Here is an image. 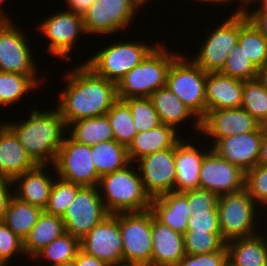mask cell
<instances>
[{
	"mask_svg": "<svg viewBox=\"0 0 267 266\" xmlns=\"http://www.w3.org/2000/svg\"><path fill=\"white\" fill-rule=\"evenodd\" d=\"M64 77L56 107L67 127L80 119L106 115L118 99L116 84L97 75L84 62L74 65Z\"/></svg>",
	"mask_w": 267,
	"mask_h": 266,
	"instance_id": "6da1fadb",
	"label": "cell"
},
{
	"mask_svg": "<svg viewBox=\"0 0 267 266\" xmlns=\"http://www.w3.org/2000/svg\"><path fill=\"white\" fill-rule=\"evenodd\" d=\"M29 112L25 120H9L8 126L38 165H54L67 132L64 119L56 106L51 111L35 108Z\"/></svg>",
	"mask_w": 267,
	"mask_h": 266,
	"instance_id": "7a4b0ae2",
	"label": "cell"
},
{
	"mask_svg": "<svg viewBox=\"0 0 267 266\" xmlns=\"http://www.w3.org/2000/svg\"><path fill=\"white\" fill-rule=\"evenodd\" d=\"M133 164L130 162L123 169L100 177L98 189L109 214L150 209L151 198L145 192L139 170Z\"/></svg>",
	"mask_w": 267,
	"mask_h": 266,
	"instance_id": "3957f363",
	"label": "cell"
},
{
	"mask_svg": "<svg viewBox=\"0 0 267 266\" xmlns=\"http://www.w3.org/2000/svg\"><path fill=\"white\" fill-rule=\"evenodd\" d=\"M181 53L169 51V47L159 42L147 56L116 85L117 98H139L166 86L167 74L172 62Z\"/></svg>",
	"mask_w": 267,
	"mask_h": 266,
	"instance_id": "277c9868",
	"label": "cell"
},
{
	"mask_svg": "<svg viewBox=\"0 0 267 266\" xmlns=\"http://www.w3.org/2000/svg\"><path fill=\"white\" fill-rule=\"evenodd\" d=\"M258 207L249 196L246 188L220 195L217 208L223 240L228 242L237 238L252 237L259 234L262 229L265 230L264 228L257 229L258 226L256 224H259L261 220L263 221L261 214L264 213Z\"/></svg>",
	"mask_w": 267,
	"mask_h": 266,
	"instance_id": "5b68a950",
	"label": "cell"
},
{
	"mask_svg": "<svg viewBox=\"0 0 267 266\" xmlns=\"http://www.w3.org/2000/svg\"><path fill=\"white\" fill-rule=\"evenodd\" d=\"M155 43L159 41L151 45L145 41L121 40L118 42L117 40L114 44L108 43L102 50L96 51L89 59L82 62L97 75L117 85L123 76L137 66L157 45Z\"/></svg>",
	"mask_w": 267,
	"mask_h": 266,
	"instance_id": "8992f818",
	"label": "cell"
},
{
	"mask_svg": "<svg viewBox=\"0 0 267 266\" xmlns=\"http://www.w3.org/2000/svg\"><path fill=\"white\" fill-rule=\"evenodd\" d=\"M186 56L187 54H180L172 62L166 86L201 120L206 114L207 72Z\"/></svg>",
	"mask_w": 267,
	"mask_h": 266,
	"instance_id": "52a82bcc",
	"label": "cell"
},
{
	"mask_svg": "<svg viewBox=\"0 0 267 266\" xmlns=\"http://www.w3.org/2000/svg\"><path fill=\"white\" fill-rule=\"evenodd\" d=\"M139 8L143 7L137 0H95L82 15L85 33L111 36L123 32L134 23Z\"/></svg>",
	"mask_w": 267,
	"mask_h": 266,
	"instance_id": "ba28073f",
	"label": "cell"
},
{
	"mask_svg": "<svg viewBox=\"0 0 267 266\" xmlns=\"http://www.w3.org/2000/svg\"><path fill=\"white\" fill-rule=\"evenodd\" d=\"M46 18L37 28V31L49 40L46 52L52 57L60 58L61 61H71L69 55L74 52V46H77L76 40L82 34L86 35L82 15L65 8L64 11H56Z\"/></svg>",
	"mask_w": 267,
	"mask_h": 266,
	"instance_id": "9c48e42d",
	"label": "cell"
},
{
	"mask_svg": "<svg viewBox=\"0 0 267 266\" xmlns=\"http://www.w3.org/2000/svg\"><path fill=\"white\" fill-rule=\"evenodd\" d=\"M226 20H222L219 26L208 35L199 48V52L190 58L196 65L207 73L219 72L238 43L239 37V13L230 12Z\"/></svg>",
	"mask_w": 267,
	"mask_h": 266,
	"instance_id": "30bf717a",
	"label": "cell"
},
{
	"mask_svg": "<svg viewBox=\"0 0 267 266\" xmlns=\"http://www.w3.org/2000/svg\"><path fill=\"white\" fill-rule=\"evenodd\" d=\"M57 176L82 187L98 186L100 176L92 161L90 146L78 143L67 134L51 166Z\"/></svg>",
	"mask_w": 267,
	"mask_h": 266,
	"instance_id": "8fae6325",
	"label": "cell"
},
{
	"mask_svg": "<svg viewBox=\"0 0 267 266\" xmlns=\"http://www.w3.org/2000/svg\"><path fill=\"white\" fill-rule=\"evenodd\" d=\"M119 231L124 261L151 266V210L119 213Z\"/></svg>",
	"mask_w": 267,
	"mask_h": 266,
	"instance_id": "7c38bea8",
	"label": "cell"
},
{
	"mask_svg": "<svg viewBox=\"0 0 267 266\" xmlns=\"http://www.w3.org/2000/svg\"><path fill=\"white\" fill-rule=\"evenodd\" d=\"M12 21H0V71L21 73L23 75H40L28 37Z\"/></svg>",
	"mask_w": 267,
	"mask_h": 266,
	"instance_id": "4fadbf2b",
	"label": "cell"
},
{
	"mask_svg": "<svg viewBox=\"0 0 267 266\" xmlns=\"http://www.w3.org/2000/svg\"><path fill=\"white\" fill-rule=\"evenodd\" d=\"M108 215L98 186H84L61 218L66 232L81 240Z\"/></svg>",
	"mask_w": 267,
	"mask_h": 266,
	"instance_id": "5bb4252c",
	"label": "cell"
},
{
	"mask_svg": "<svg viewBox=\"0 0 267 266\" xmlns=\"http://www.w3.org/2000/svg\"><path fill=\"white\" fill-rule=\"evenodd\" d=\"M135 164L145 192L150 198L174 191L176 181L175 145L171 148L148 154Z\"/></svg>",
	"mask_w": 267,
	"mask_h": 266,
	"instance_id": "9a60e30c",
	"label": "cell"
},
{
	"mask_svg": "<svg viewBox=\"0 0 267 266\" xmlns=\"http://www.w3.org/2000/svg\"><path fill=\"white\" fill-rule=\"evenodd\" d=\"M80 249L108 265L124 261L123 242L119 231V213L109 214L81 240Z\"/></svg>",
	"mask_w": 267,
	"mask_h": 266,
	"instance_id": "2e32d148",
	"label": "cell"
},
{
	"mask_svg": "<svg viewBox=\"0 0 267 266\" xmlns=\"http://www.w3.org/2000/svg\"><path fill=\"white\" fill-rule=\"evenodd\" d=\"M262 125L245 109L228 108L209 110L201 119L200 133L210 138L211 147L224 137L257 131Z\"/></svg>",
	"mask_w": 267,
	"mask_h": 266,
	"instance_id": "e0dca14e",
	"label": "cell"
},
{
	"mask_svg": "<svg viewBox=\"0 0 267 266\" xmlns=\"http://www.w3.org/2000/svg\"><path fill=\"white\" fill-rule=\"evenodd\" d=\"M199 188L218 196L245 188V172L210 150L201 163Z\"/></svg>",
	"mask_w": 267,
	"mask_h": 266,
	"instance_id": "ac0fdd59",
	"label": "cell"
},
{
	"mask_svg": "<svg viewBox=\"0 0 267 266\" xmlns=\"http://www.w3.org/2000/svg\"><path fill=\"white\" fill-rule=\"evenodd\" d=\"M263 131L264 126H261L254 132L224 137L211 150L246 173L258 165Z\"/></svg>",
	"mask_w": 267,
	"mask_h": 266,
	"instance_id": "d6986e66",
	"label": "cell"
},
{
	"mask_svg": "<svg viewBox=\"0 0 267 266\" xmlns=\"http://www.w3.org/2000/svg\"><path fill=\"white\" fill-rule=\"evenodd\" d=\"M181 138L175 144L176 181L174 192H185L199 188V176L201 163L205 155L211 150L207 143L206 147L198 145L197 142H189ZM201 145V146H200ZM200 147V149H199ZM203 148V150L201 149Z\"/></svg>",
	"mask_w": 267,
	"mask_h": 266,
	"instance_id": "ffe728a7",
	"label": "cell"
},
{
	"mask_svg": "<svg viewBox=\"0 0 267 266\" xmlns=\"http://www.w3.org/2000/svg\"><path fill=\"white\" fill-rule=\"evenodd\" d=\"M151 266H175L185 255L183 234L173 231L151 212Z\"/></svg>",
	"mask_w": 267,
	"mask_h": 266,
	"instance_id": "44dd1931",
	"label": "cell"
},
{
	"mask_svg": "<svg viewBox=\"0 0 267 266\" xmlns=\"http://www.w3.org/2000/svg\"><path fill=\"white\" fill-rule=\"evenodd\" d=\"M49 166L51 165H37L34 169L15 177L12 180L14 196L44 211L55 181L51 174L48 175Z\"/></svg>",
	"mask_w": 267,
	"mask_h": 266,
	"instance_id": "7402d4cb",
	"label": "cell"
},
{
	"mask_svg": "<svg viewBox=\"0 0 267 266\" xmlns=\"http://www.w3.org/2000/svg\"><path fill=\"white\" fill-rule=\"evenodd\" d=\"M148 98L154 106L161 124L171 126L178 132L181 128L180 125H185L186 120L188 123V120L193 118L194 126L191 127L195 128L193 131L196 130L197 134H200L201 120L167 86L152 92Z\"/></svg>",
	"mask_w": 267,
	"mask_h": 266,
	"instance_id": "603a6c76",
	"label": "cell"
},
{
	"mask_svg": "<svg viewBox=\"0 0 267 266\" xmlns=\"http://www.w3.org/2000/svg\"><path fill=\"white\" fill-rule=\"evenodd\" d=\"M243 81L220 72L207 73L205 82L206 113L209 110L239 108L242 104Z\"/></svg>",
	"mask_w": 267,
	"mask_h": 266,
	"instance_id": "cb8c5ba5",
	"label": "cell"
},
{
	"mask_svg": "<svg viewBox=\"0 0 267 266\" xmlns=\"http://www.w3.org/2000/svg\"><path fill=\"white\" fill-rule=\"evenodd\" d=\"M37 165L7 125L0 133V177L13 180Z\"/></svg>",
	"mask_w": 267,
	"mask_h": 266,
	"instance_id": "d4e9b609",
	"label": "cell"
},
{
	"mask_svg": "<svg viewBox=\"0 0 267 266\" xmlns=\"http://www.w3.org/2000/svg\"><path fill=\"white\" fill-rule=\"evenodd\" d=\"M150 210L162 223L173 231L184 234L192 211L187 201V191L169 192L159 197L151 198Z\"/></svg>",
	"mask_w": 267,
	"mask_h": 266,
	"instance_id": "484cf974",
	"label": "cell"
},
{
	"mask_svg": "<svg viewBox=\"0 0 267 266\" xmlns=\"http://www.w3.org/2000/svg\"><path fill=\"white\" fill-rule=\"evenodd\" d=\"M178 135L173 127L166 124L137 133L127 148L129 161L136 163L143 156L173 147L183 137Z\"/></svg>",
	"mask_w": 267,
	"mask_h": 266,
	"instance_id": "4316f807",
	"label": "cell"
},
{
	"mask_svg": "<svg viewBox=\"0 0 267 266\" xmlns=\"http://www.w3.org/2000/svg\"><path fill=\"white\" fill-rule=\"evenodd\" d=\"M228 258L236 266H267V234L226 242Z\"/></svg>",
	"mask_w": 267,
	"mask_h": 266,
	"instance_id": "83f0119b",
	"label": "cell"
},
{
	"mask_svg": "<svg viewBox=\"0 0 267 266\" xmlns=\"http://www.w3.org/2000/svg\"><path fill=\"white\" fill-rule=\"evenodd\" d=\"M64 233L66 230L61 216L50 215L43 211L29 235L24 239L25 257L32 259L40 250Z\"/></svg>",
	"mask_w": 267,
	"mask_h": 266,
	"instance_id": "f1b7e54d",
	"label": "cell"
},
{
	"mask_svg": "<svg viewBox=\"0 0 267 266\" xmlns=\"http://www.w3.org/2000/svg\"><path fill=\"white\" fill-rule=\"evenodd\" d=\"M68 135L78 143L94 146L114 140L113 131L107 115L80 119L67 127Z\"/></svg>",
	"mask_w": 267,
	"mask_h": 266,
	"instance_id": "f546056e",
	"label": "cell"
},
{
	"mask_svg": "<svg viewBox=\"0 0 267 266\" xmlns=\"http://www.w3.org/2000/svg\"><path fill=\"white\" fill-rule=\"evenodd\" d=\"M39 76L0 71V106H14L24 95L39 88L43 83Z\"/></svg>",
	"mask_w": 267,
	"mask_h": 266,
	"instance_id": "4dcf8cb0",
	"label": "cell"
},
{
	"mask_svg": "<svg viewBox=\"0 0 267 266\" xmlns=\"http://www.w3.org/2000/svg\"><path fill=\"white\" fill-rule=\"evenodd\" d=\"M90 149L92 161L100 177L123 169L130 163L127 148L115 140L95 144Z\"/></svg>",
	"mask_w": 267,
	"mask_h": 266,
	"instance_id": "1f68e13d",
	"label": "cell"
},
{
	"mask_svg": "<svg viewBox=\"0 0 267 266\" xmlns=\"http://www.w3.org/2000/svg\"><path fill=\"white\" fill-rule=\"evenodd\" d=\"M42 212L41 208L13 196L5 212L3 222L24 240L37 223Z\"/></svg>",
	"mask_w": 267,
	"mask_h": 266,
	"instance_id": "d6a6232c",
	"label": "cell"
},
{
	"mask_svg": "<svg viewBox=\"0 0 267 266\" xmlns=\"http://www.w3.org/2000/svg\"><path fill=\"white\" fill-rule=\"evenodd\" d=\"M238 44L257 68L267 60V39L246 18V15L241 13H239Z\"/></svg>",
	"mask_w": 267,
	"mask_h": 266,
	"instance_id": "836d02e7",
	"label": "cell"
},
{
	"mask_svg": "<svg viewBox=\"0 0 267 266\" xmlns=\"http://www.w3.org/2000/svg\"><path fill=\"white\" fill-rule=\"evenodd\" d=\"M106 115L111 124L114 140L128 148L137 134L129 105L124 100L117 99Z\"/></svg>",
	"mask_w": 267,
	"mask_h": 266,
	"instance_id": "e575fe53",
	"label": "cell"
},
{
	"mask_svg": "<svg viewBox=\"0 0 267 266\" xmlns=\"http://www.w3.org/2000/svg\"><path fill=\"white\" fill-rule=\"evenodd\" d=\"M79 249L80 240L66 232L40 250L31 261L39 260L41 258L43 259L41 260L43 262L52 263L50 266H56L73 261ZM37 265L38 264L35 266Z\"/></svg>",
	"mask_w": 267,
	"mask_h": 266,
	"instance_id": "d590c367",
	"label": "cell"
},
{
	"mask_svg": "<svg viewBox=\"0 0 267 266\" xmlns=\"http://www.w3.org/2000/svg\"><path fill=\"white\" fill-rule=\"evenodd\" d=\"M241 107L262 126H267V89L257 78L243 81Z\"/></svg>",
	"mask_w": 267,
	"mask_h": 266,
	"instance_id": "8d00e7d4",
	"label": "cell"
},
{
	"mask_svg": "<svg viewBox=\"0 0 267 266\" xmlns=\"http://www.w3.org/2000/svg\"><path fill=\"white\" fill-rule=\"evenodd\" d=\"M57 178V179H56ZM52 185L48 204L44 212L50 215L63 216L67 208L74 201L78 190L82 187L73 182L65 181L57 176Z\"/></svg>",
	"mask_w": 267,
	"mask_h": 266,
	"instance_id": "74e56055",
	"label": "cell"
},
{
	"mask_svg": "<svg viewBox=\"0 0 267 266\" xmlns=\"http://www.w3.org/2000/svg\"><path fill=\"white\" fill-rule=\"evenodd\" d=\"M219 72L231 78L247 81L257 78L258 68L237 43L227 56L223 68Z\"/></svg>",
	"mask_w": 267,
	"mask_h": 266,
	"instance_id": "f35d334b",
	"label": "cell"
},
{
	"mask_svg": "<svg viewBox=\"0 0 267 266\" xmlns=\"http://www.w3.org/2000/svg\"><path fill=\"white\" fill-rule=\"evenodd\" d=\"M186 254H202L219 251L226 242L221 232L186 231L183 234Z\"/></svg>",
	"mask_w": 267,
	"mask_h": 266,
	"instance_id": "ab89813d",
	"label": "cell"
},
{
	"mask_svg": "<svg viewBox=\"0 0 267 266\" xmlns=\"http://www.w3.org/2000/svg\"><path fill=\"white\" fill-rule=\"evenodd\" d=\"M130 107L137 133L156 128L160 123L148 97L123 99Z\"/></svg>",
	"mask_w": 267,
	"mask_h": 266,
	"instance_id": "60d3db41",
	"label": "cell"
},
{
	"mask_svg": "<svg viewBox=\"0 0 267 266\" xmlns=\"http://www.w3.org/2000/svg\"><path fill=\"white\" fill-rule=\"evenodd\" d=\"M245 188L253 201L267 211V165H256L245 173Z\"/></svg>",
	"mask_w": 267,
	"mask_h": 266,
	"instance_id": "b9f144b4",
	"label": "cell"
},
{
	"mask_svg": "<svg viewBox=\"0 0 267 266\" xmlns=\"http://www.w3.org/2000/svg\"><path fill=\"white\" fill-rule=\"evenodd\" d=\"M17 253V254H16ZM25 256L24 240L16 235L3 221H0V266H8L14 256Z\"/></svg>",
	"mask_w": 267,
	"mask_h": 266,
	"instance_id": "7bdbcfd3",
	"label": "cell"
},
{
	"mask_svg": "<svg viewBox=\"0 0 267 266\" xmlns=\"http://www.w3.org/2000/svg\"><path fill=\"white\" fill-rule=\"evenodd\" d=\"M187 231L221 232L218 210L192 212L187 224Z\"/></svg>",
	"mask_w": 267,
	"mask_h": 266,
	"instance_id": "ee69618b",
	"label": "cell"
},
{
	"mask_svg": "<svg viewBox=\"0 0 267 266\" xmlns=\"http://www.w3.org/2000/svg\"><path fill=\"white\" fill-rule=\"evenodd\" d=\"M228 257L226 244L216 252L186 254L175 266H222Z\"/></svg>",
	"mask_w": 267,
	"mask_h": 266,
	"instance_id": "f6af8a7d",
	"label": "cell"
},
{
	"mask_svg": "<svg viewBox=\"0 0 267 266\" xmlns=\"http://www.w3.org/2000/svg\"><path fill=\"white\" fill-rule=\"evenodd\" d=\"M218 197L215 192L207 189L198 188L187 191L188 206L192 212L218 210Z\"/></svg>",
	"mask_w": 267,
	"mask_h": 266,
	"instance_id": "bcb514c9",
	"label": "cell"
},
{
	"mask_svg": "<svg viewBox=\"0 0 267 266\" xmlns=\"http://www.w3.org/2000/svg\"><path fill=\"white\" fill-rule=\"evenodd\" d=\"M12 186L13 182L11 179L0 177V221H3L5 212L7 211L9 203L14 196Z\"/></svg>",
	"mask_w": 267,
	"mask_h": 266,
	"instance_id": "7dc6e473",
	"label": "cell"
},
{
	"mask_svg": "<svg viewBox=\"0 0 267 266\" xmlns=\"http://www.w3.org/2000/svg\"><path fill=\"white\" fill-rule=\"evenodd\" d=\"M246 18L253 24V26L267 39V11H260L257 6L248 10Z\"/></svg>",
	"mask_w": 267,
	"mask_h": 266,
	"instance_id": "c3c4849f",
	"label": "cell"
},
{
	"mask_svg": "<svg viewBox=\"0 0 267 266\" xmlns=\"http://www.w3.org/2000/svg\"><path fill=\"white\" fill-rule=\"evenodd\" d=\"M74 262L76 266H109L106 262L85 253L81 249L78 250Z\"/></svg>",
	"mask_w": 267,
	"mask_h": 266,
	"instance_id": "681fc988",
	"label": "cell"
},
{
	"mask_svg": "<svg viewBox=\"0 0 267 266\" xmlns=\"http://www.w3.org/2000/svg\"><path fill=\"white\" fill-rule=\"evenodd\" d=\"M67 9L83 15L95 0H64Z\"/></svg>",
	"mask_w": 267,
	"mask_h": 266,
	"instance_id": "f907efd6",
	"label": "cell"
},
{
	"mask_svg": "<svg viewBox=\"0 0 267 266\" xmlns=\"http://www.w3.org/2000/svg\"><path fill=\"white\" fill-rule=\"evenodd\" d=\"M258 165H267V126H264Z\"/></svg>",
	"mask_w": 267,
	"mask_h": 266,
	"instance_id": "816d5d0a",
	"label": "cell"
},
{
	"mask_svg": "<svg viewBox=\"0 0 267 266\" xmlns=\"http://www.w3.org/2000/svg\"><path fill=\"white\" fill-rule=\"evenodd\" d=\"M237 0H231L232 2H236ZM261 0H238V6L235 9V11H233L234 13H241L244 14L246 13L249 9H251L249 6L251 5L252 7H254L255 3H259Z\"/></svg>",
	"mask_w": 267,
	"mask_h": 266,
	"instance_id": "f5cc1de1",
	"label": "cell"
},
{
	"mask_svg": "<svg viewBox=\"0 0 267 266\" xmlns=\"http://www.w3.org/2000/svg\"><path fill=\"white\" fill-rule=\"evenodd\" d=\"M257 80L267 89V60L258 68Z\"/></svg>",
	"mask_w": 267,
	"mask_h": 266,
	"instance_id": "db71d44e",
	"label": "cell"
},
{
	"mask_svg": "<svg viewBox=\"0 0 267 266\" xmlns=\"http://www.w3.org/2000/svg\"><path fill=\"white\" fill-rule=\"evenodd\" d=\"M196 2H199V3H207V4H209L210 2H211V4L213 3V5L214 4H218V5H222V4H224V5H226L227 3H231V0H195ZM226 3V4H225Z\"/></svg>",
	"mask_w": 267,
	"mask_h": 266,
	"instance_id": "11a10c76",
	"label": "cell"
},
{
	"mask_svg": "<svg viewBox=\"0 0 267 266\" xmlns=\"http://www.w3.org/2000/svg\"><path fill=\"white\" fill-rule=\"evenodd\" d=\"M109 266H142V265L135 263V262L121 261V262H117L115 264H111Z\"/></svg>",
	"mask_w": 267,
	"mask_h": 266,
	"instance_id": "9f6ffc18",
	"label": "cell"
},
{
	"mask_svg": "<svg viewBox=\"0 0 267 266\" xmlns=\"http://www.w3.org/2000/svg\"><path fill=\"white\" fill-rule=\"evenodd\" d=\"M4 1H6V0H0V6L3 5ZM8 17H10V16L6 15V13L3 12V8L0 7V21H10V19H12V18H8Z\"/></svg>",
	"mask_w": 267,
	"mask_h": 266,
	"instance_id": "6f0895ef",
	"label": "cell"
},
{
	"mask_svg": "<svg viewBox=\"0 0 267 266\" xmlns=\"http://www.w3.org/2000/svg\"><path fill=\"white\" fill-rule=\"evenodd\" d=\"M255 6H259L257 7L260 11H267V0H261L258 5L255 4Z\"/></svg>",
	"mask_w": 267,
	"mask_h": 266,
	"instance_id": "680465c9",
	"label": "cell"
},
{
	"mask_svg": "<svg viewBox=\"0 0 267 266\" xmlns=\"http://www.w3.org/2000/svg\"><path fill=\"white\" fill-rule=\"evenodd\" d=\"M222 266H236L232 260H230L228 257L227 259L224 261V263L222 264Z\"/></svg>",
	"mask_w": 267,
	"mask_h": 266,
	"instance_id": "91938a15",
	"label": "cell"
},
{
	"mask_svg": "<svg viewBox=\"0 0 267 266\" xmlns=\"http://www.w3.org/2000/svg\"><path fill=\"white\" fill-rule=\"evenodd\" d=\"M56 266H76V264H75V262L73 260V261L62 263V264H59V265H56Z\"/></svg>",
	"mask_w": 267,
	"mask_h": 266,
	"instance_id": "94428289",
	"label": "cell"
},
{
	"mask_svg": "<svg viewBox=\"0 0 267 266\" xmlns=\"http://www.w3.org/2000/svg\"><path fill=\"white\" fill-rule=\"evenodd\" d=\"M2 121H0V133L5 129V127L8 125V122L6 121V122H2Z\"/></svg>",
	"mask_w": 267,
	"mask_h": 266,
	"instance_id": "6125c7cd",
	"label": "cell"
},
{
	"mask_svg": "<svg viewBox=\"0 0 267 266\" xmlns=\"http://www.w3.org/2000/svg\"><path fill=\"white\" fill-rule=\"evenodd\" d=\"M137 1L140 3V5H141L142 7H144V5L147 6V3H148L149 1H151V0H137Z\"/></svg>",
	"mask_w": 267,
	"mask_h": 266,
	"instance_id": "be15d7a7",
	"label": "cell"
}]
</instances>
